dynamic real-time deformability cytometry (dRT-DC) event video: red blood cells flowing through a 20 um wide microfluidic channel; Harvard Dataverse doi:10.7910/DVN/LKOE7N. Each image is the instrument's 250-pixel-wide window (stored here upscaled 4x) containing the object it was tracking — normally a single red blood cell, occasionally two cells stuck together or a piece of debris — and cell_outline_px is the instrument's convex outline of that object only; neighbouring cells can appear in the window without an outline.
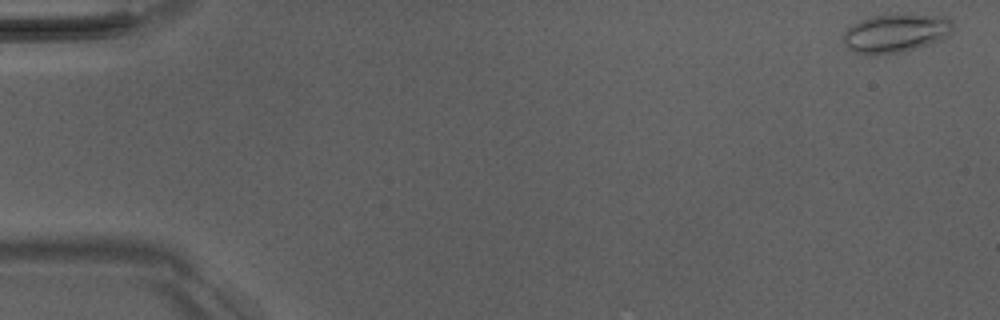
{"species": "Egyptian fruit bat (a non-hibernating species)", "species_latin": "Rousettus aegyptiacus", "temperature_condition": "room temperature", "stored_images_in_passage": 5, "camera_frame_rate_fps": 3000, "um_per_image_px": 0.085, "animal": {"sex": "male"}, "frame": {"image": 1, "passage_image": 1, "time_ms": 0.0, "image_size_px": [1000, 320], "cell_outline_px": [[956, 24], [948, 36], [940, 40], [916, 48], [900, 52], [872, 56], [852, 52], [844, 44], [844, 32], [852, 24], [860, 20], [872, 16], [904, 12], [908, 12], [948, 16]], "centroid_in_image_um": [76.18, 2.78], "position_along_channel_um": 8.8, "area_um2": 25.61}}